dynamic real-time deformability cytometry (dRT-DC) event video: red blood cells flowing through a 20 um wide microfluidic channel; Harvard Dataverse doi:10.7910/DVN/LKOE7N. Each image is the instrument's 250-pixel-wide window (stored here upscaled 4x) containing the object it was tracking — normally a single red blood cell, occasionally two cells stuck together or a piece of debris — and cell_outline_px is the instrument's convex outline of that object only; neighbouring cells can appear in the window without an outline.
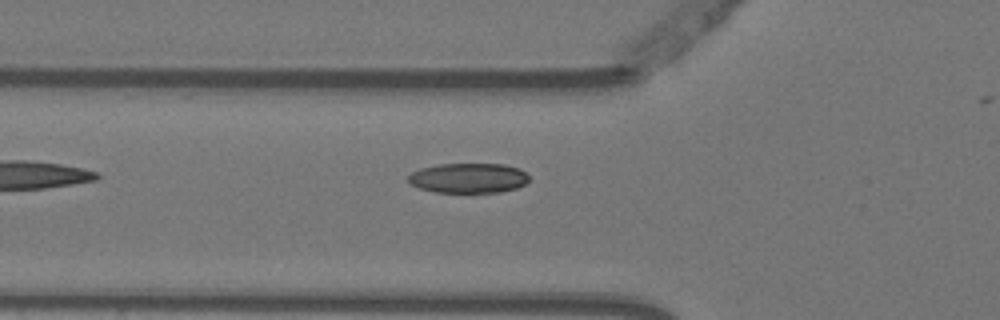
{"species": "Egyptian fruit bat (a non-hibernating species)", "species_latin": "Rousettus aegyptiacus", "temperature_condition": "warm", "stored_images_in_passage": 2, "camera_frame_rate_fps": 3000, "um_per_image_px": 0.085, "animal": {"sex": "female"}, "frame": {"image": 1, "passage_image": 2, "time_ms": 0.333, "image_size_px": [1000, 320], "cell_outline_px": [[528, 180], [524, 184], [516, 188], [500, 192], [436, 192], [420, 188], [412, 184], [408, 180], [408, 176], [412, 172], [420, 168], [440, 164], [504, 164], [520, 168], [528, 176]], "centroid_in_image_um": [39.82, 15.13], "position_along_channel_um": 86.0, "area_um2": 20.92}}